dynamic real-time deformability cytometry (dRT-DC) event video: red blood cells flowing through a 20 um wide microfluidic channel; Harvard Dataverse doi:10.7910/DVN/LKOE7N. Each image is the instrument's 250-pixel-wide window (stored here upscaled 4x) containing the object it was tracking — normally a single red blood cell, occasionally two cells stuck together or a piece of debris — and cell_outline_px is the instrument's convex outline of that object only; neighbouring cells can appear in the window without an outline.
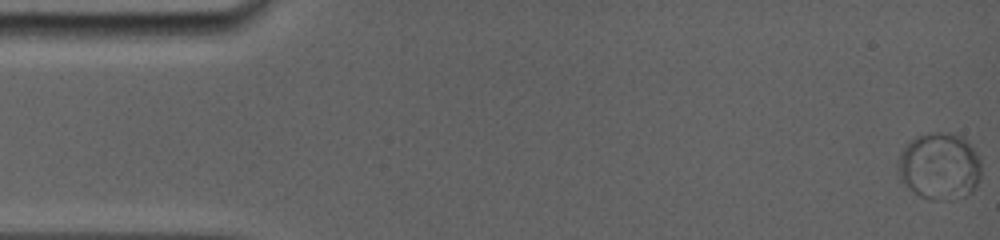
{"species": "common noctule bat (a hibernating species)", "species_latin": "Nyctalus noctula", "temperature_condition": "room temperature", "stored_images_in_passage": 26, "camera_frame_rate_fps": 5000, "um_per_image_px": 0.085, "animal": {"sex": "female", "body_mass_g": 19.0, "forearm_length_mm": 56.7}, "frame": {"image": 1, "passage_image": 1, "time_ms": 0.0, "image_size_px": [1000, 240], "cell_outline_px": [[980, 176], [972, 192], [964, 196], [944, 200], [928, 200], [920, 196], [908, 188], [900, 180], [896, 168], [896, 164], [900, 152], [904, 144], [916, 136], [932, 132], [948, 132], [960, 136], [976, 152], [980, 160]], "centroid_in_image_um": [79.79, 14.13], "position_along_channel_um": 5.2, "area_um2": 32.83}}
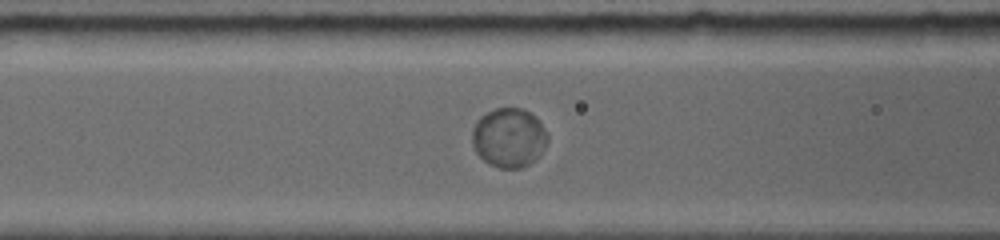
{"frame": {"image": 2, "passage_image": 11, "time_ms": 6.6, "image_size_px": [1000, 240], "cell_outline_px": [[548, 140], [540, 156], [528, 164], [520, 168], [500, 168], [488, 164], [476, 152], [472, 144], [472, 128], [476, 120], [480, 116], [496, 108], [520, 108], [528, 112], [548, 132]], "centroid_in_image_um": [43.23, 11.72], "position_along_channel_um": 123.4, "area_um2": 26.01}}
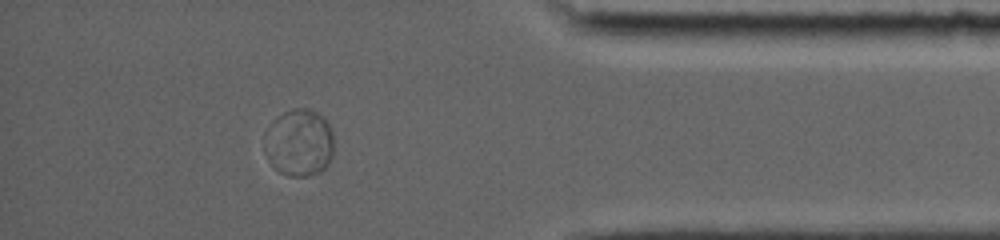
{"frame": {"image": 3, "passage_image": 23, "time_ms": 14.6, "image_size_px": [1000, 240], "cell_outline_px": [[332, 156], [328, 164], [320, 172], [308, 176], [288, 176], [272, 168], [264, 152], [264, 132], [272, 120], [276, 116], [292, 108], [312, 108], [328, 124], [332, 132]], "centroid_in_image_um": [25.37, 12.13], "position_along_channel_um": 409.8, "area_um2": 27.63}, "authors_computed_cell_mechanics": {"area_um2": 26.1256, "velocity_mm_per_s": 3.7827, "shape_relaxation_time_tau1_ms": 2.4798, "shape_relaxation_time_tau2_ms": null, "deformation_change_tau1": 0.0098, "deformation_change_tau2": null}}